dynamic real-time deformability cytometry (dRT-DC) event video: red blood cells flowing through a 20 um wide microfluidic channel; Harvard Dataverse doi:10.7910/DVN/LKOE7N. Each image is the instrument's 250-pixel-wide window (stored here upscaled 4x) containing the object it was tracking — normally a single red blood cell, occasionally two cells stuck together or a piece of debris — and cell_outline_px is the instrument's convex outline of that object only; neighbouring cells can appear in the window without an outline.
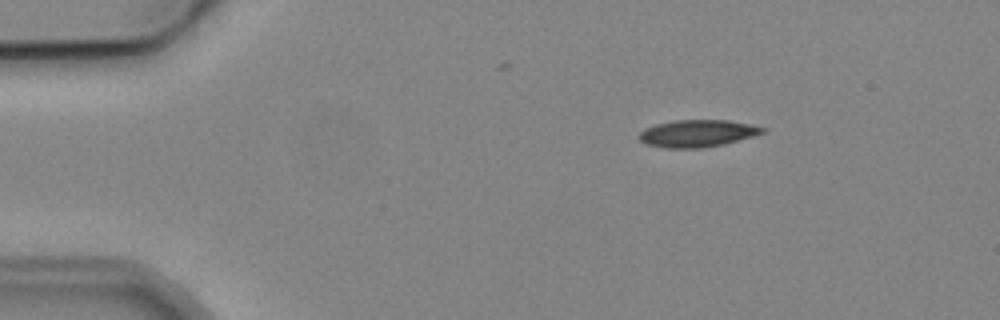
{"species": "common noctule bat (a hibernating species)", "species_latin": "Nyctalus noctula", "temperature_condition": "cold", "stored_images_in_passage": 4, "camera_frame_rate_fps": 3000, "um_per_image_px": 0.085, "animal": {"sex": "male", "body_mass_g": 19.2, "forearm_length_mm": 51.8}, "frame": {"image": 1, "passage_image": 2, "time_ms": 1.333, "image_size_px": [1000, 320], "cell_outline_px": [[768, 128], [764, 132], [752, 136], [724, 144], [704, 148], [668, 148], [644, 144], [636, 136], [644, 128], [656, 124], [676, 120], [728, 120]], "centroid_in_image_um": [59.23, 11.34], "position_along_channel_um": 25.8, "area_um2": 19.59}}